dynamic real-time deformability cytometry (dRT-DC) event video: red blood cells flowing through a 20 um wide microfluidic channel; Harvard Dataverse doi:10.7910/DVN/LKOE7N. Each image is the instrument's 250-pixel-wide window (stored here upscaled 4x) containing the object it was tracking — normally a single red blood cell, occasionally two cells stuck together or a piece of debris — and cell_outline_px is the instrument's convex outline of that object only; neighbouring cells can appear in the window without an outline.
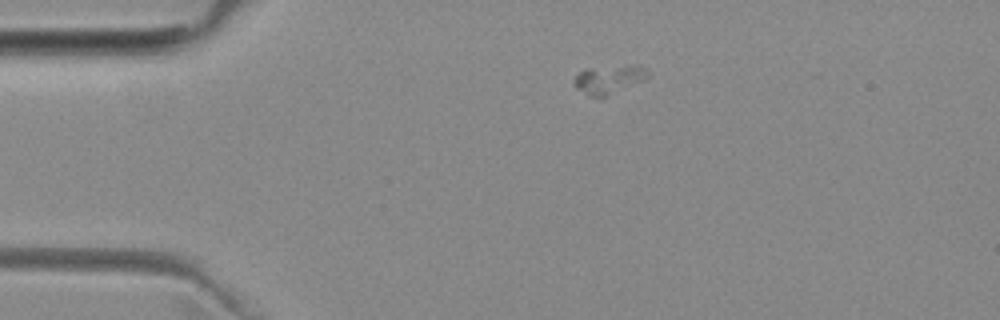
{"species": "common noctule bat (a hibernating species)", "species_latin": "Nyctalus noctula", "temperature_condition": "room temperature", "stored_images_in_passage": 3, "camera_frame_rate_fps": 3000, "um_per_image_px": 0.085, "animal": {"sex": "female", "body_mass_g": 29.2, "forearm_length_mm": 56.3}, "frame": {"image": 1, "passage_image": 2, "time_ms": 1.0, "image_size_px": [1000, 320], "cell_outline_px": [[648, 76], [644, 80], [604, 96], [588, 96], [576, 88], [572, 84], [572, 80], [580, 72], [588, 68], [632, 64], [636, 64], [648, 68]], "centroid_in_image_um": [51.75, 6.71], "position_along_channel_um": 33.2, "area_um2": 12.25}}